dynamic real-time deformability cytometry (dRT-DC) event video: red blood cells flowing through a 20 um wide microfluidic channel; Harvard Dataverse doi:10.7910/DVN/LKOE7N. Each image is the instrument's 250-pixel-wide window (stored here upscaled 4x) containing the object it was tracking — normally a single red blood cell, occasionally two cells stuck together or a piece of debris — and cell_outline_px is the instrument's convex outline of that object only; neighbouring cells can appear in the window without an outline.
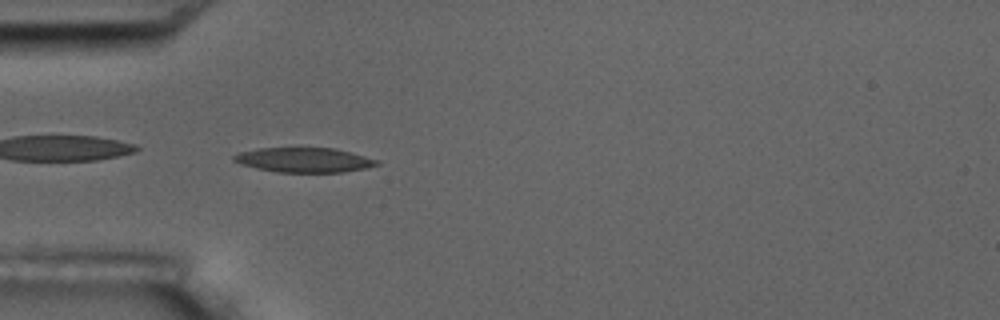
{"species": "common noctule bat (a hibernating species)", "species_latin": "Nyctalus noctula", "temperature_condition": "room temperature", "stored_images_in_passage": 4, "camera_frame_rate_fps": 3000, "um_per_image_px": 0.085, "animal": {"sex": "male", "body_mass_g": 17.5, "forearm_length_mm": 52.3}, "frame": {"image": 1, "passage_image": 4, "time_ms": 4.333, "image_size_px": [1000, 320], "cell_outline_px": [[380, 164], [364, 168], [344, 172], [276, 172], [256, 168], [240, 164], [232, 160], [232, 156], [240, 152], [256, 148], [336, 148], [380, 160]], "centroid_in_image_um": [25.84, 13.59], "position_along_channel_um": 59.2, "area_um2": 20.63}}